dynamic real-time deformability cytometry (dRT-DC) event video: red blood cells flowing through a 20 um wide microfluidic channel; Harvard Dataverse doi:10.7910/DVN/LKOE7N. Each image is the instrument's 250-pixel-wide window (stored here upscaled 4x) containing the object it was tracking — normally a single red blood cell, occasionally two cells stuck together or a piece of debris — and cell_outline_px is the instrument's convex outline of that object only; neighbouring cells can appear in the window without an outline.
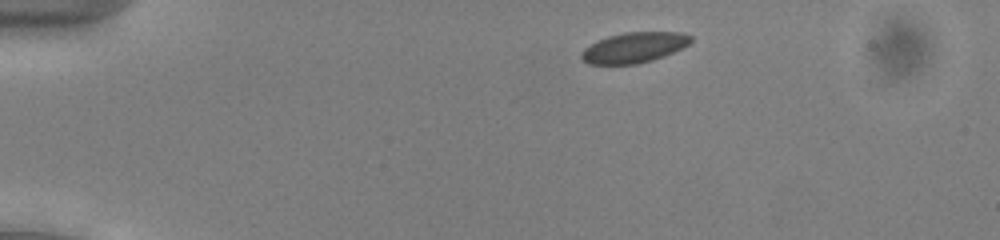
{"species": "common noctule bat (a hibernating species)", "species_latin": "Nyctalus noctula", "temperature_condition": "cold", "stored_images_in_passage": 47, "camera_frame_rate_fps": 3000, "um_per_image_px": 0.085, "animal": {"sex": "male", "body_mass_g": 13.0, "forearm_length_mm": 53.1}, "frame": {"image": 1, "passage_image": 4, "time_ms": 1.0, "image_size_px": [1000, 240], "cell_outline_px": [[692, 40], [688, 44], [664, 56], [652, 60], [636, 64], [588, 64], [580, 56], [580, 52], [584, 48], [608, 36], [624, 32], [680, 32], [692, 36]], "centroid_in_image_um": [53.88, 4.04], "position_along_channel_um": 31.1, "area_um2": 19.19}}
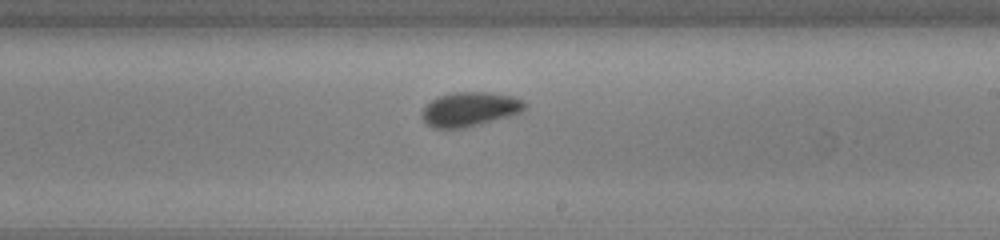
{"frame": {"image": 2, "passage_image": 26, "time_ms": 8.333, "image_size_px": [1000, 240], "cell_outline_px": [[528, 104], [520, 112], [512, 116], [464, 128], [432, 128], [424, 120], [424, 108], [432, 100], [440, 96], [456, 92], [488, 92], [512, 96], [524, 100]], "centroid_in_image_um": [40.0, 9.28], "position_along_channel_um": 249.0, "area_um2": 20.35}}
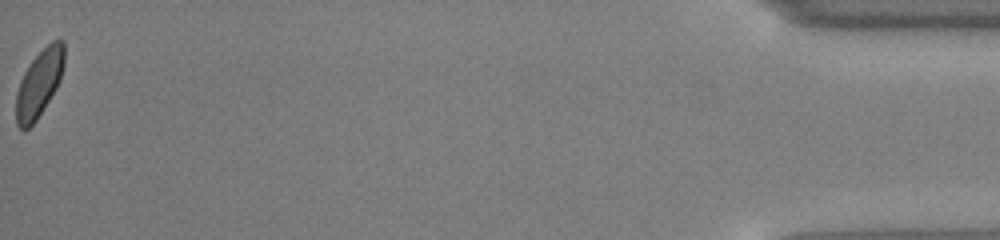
{"frame": {"image": 3, "passage_image": 47, "time_ms": 15.333, "image_size_px": [1000, 240], "cell_outline_px": [[64, 64], [60, 80], [56, 88], [36, 120], [24, 132], [16, 124], [16, 96], [20, 80], [24, 72], [32, 60], [52, 40], [64, 40]], "centroid_in_image_um": [3.33, 7.09], "position_along_channel_um": 431.9, "area_um2": 18.61}, "authors_computed_cell_mechanics": {"area_um2": 20.0566, "velocity_mm_per_s": 3.9217, "shape_relaxation_time_tau1_ms": 3.1831, "shape_relaxation_time_tau2_ms": 3.0105, "deformation_change_tau1": 0.0507, "deformation_change_tau2": 0.0595}}